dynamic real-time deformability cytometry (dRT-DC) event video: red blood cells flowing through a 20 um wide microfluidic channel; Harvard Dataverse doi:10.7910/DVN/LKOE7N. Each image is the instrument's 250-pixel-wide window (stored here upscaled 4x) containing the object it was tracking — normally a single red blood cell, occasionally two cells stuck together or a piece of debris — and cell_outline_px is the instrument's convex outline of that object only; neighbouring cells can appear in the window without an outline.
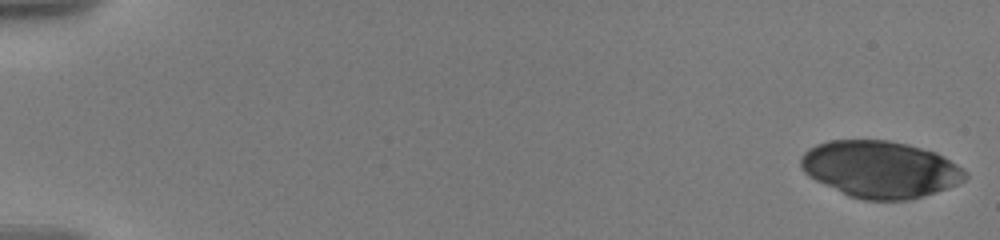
{"species": "human", "species_latin": "Homo sapiens", "temperature_condition": "warm", "stored_images_in_passage": 16, "camera_frame_rate_fps": 3000, "um_per_image_px": 0.085, "donor": {"sex": "male"}, "frame": {"image": 1, "passage_image": 1, "time_ms": 0.0, "image_size_px": [1000, 240], "cell_outline_px": [[968, 176], [964, 180], [956, 184], [908, 200], [864, 200], [848, 196], [808, 176], [800, 168], [800, 156], [808, 148], [816, 144], [828, 140], [888, 140], [908, 144], [936, 152], [944, 156], [964, 168], [968, 172]], "centroid_in_image_um": [74.79, 14.37], "position_along_channel_um": 10.2, "area_um2": 54.51}}
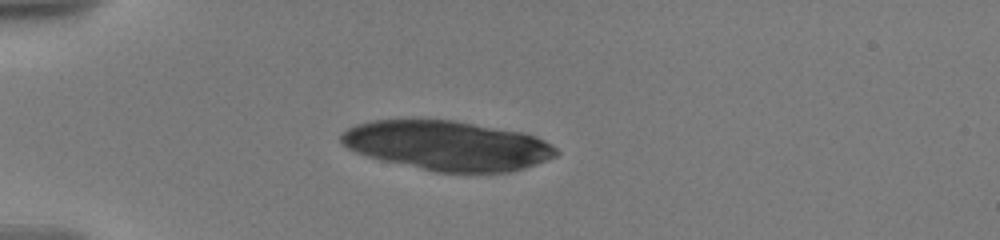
{"frame": {"image": 2, "passage_image": 11, "time_ms": 5.0, "image_size_px": [1000, 240], "cell_outline_px": [[560, 152], [556, 156], [548, 160], [524, 168], [508, 172], [436, 172], [380, 160], [356, 152], [348, 148], [340, 140], [340, 132], [356, 124], [372, 120], [452, 120], [524, 132], [536, 136], [552, 144]], "centroid_in_image_um": [38.04, 12.37], "position_along_channel_um": 47.0, "area_um2": 62.19}}